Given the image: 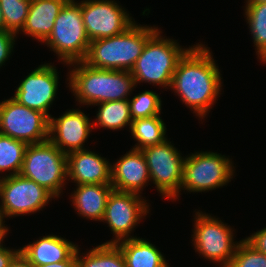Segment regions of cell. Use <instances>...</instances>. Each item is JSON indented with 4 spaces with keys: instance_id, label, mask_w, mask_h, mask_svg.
Returning a JSON list of instances; mask_svg holds the SVG:
<instances>
[{
    "instance_id": "obj_1",
    "label": "cell",
    "mask_w": 266,
    "mask_h": 267,
    "mask_svg": "<svg viewBox=\"0 0 266 267\" xmlns=\"http://www.w3.org/2000/svg\"><path fill=\"white\" fill-rule=\"evenodd\" d=\"M221 79L210 48L198 43L178 61L170 88L202 120L221 94Z\"/></svg>"
},
{
    "instance_id": "obj_2",
    "label": "cell",
    "mask_w": 266,
    "mask_h": 267,
    "mask_svg": "<svg viewBox=\"0 0 266 267\" xmlns=\"http://www.w3.org/2000/svg\"><path fill=\"white\" fill-rule=\"evenodd\" d=\"M69 89L81 105L95 106L107 101L129 99L136 88L130 71L96 69L83 61L70 63Z\"/></svg>"
},
{
    "instance_id": "obj_3",
    "label": "cell",
    "mask_w": 266,
    "mask_h": 267,
    "mask_svg": "<svg viewBox=\"0 0 266 267\" xmlns=\"http://www.w3.org/2000/svg\"><path fill=\"white\" fill-rule=\"evenodd\" d=\"M158 27L137 24L109 38L91 41L83 62L96 69L131 71Z\"/></svg>"
},
{
    "instance_id": "obj_4",
    "label": "cell",
    "mask_w": 266,
    "mask_h": 267,
    "mask_svg": "<svg viewBox=\"0 0 266 267\" xmlns=\"http://www.w3.org/2000/svg\"><path fill=\"white\" fill-rule=\"evenodd\" d=\"M157 30L146 42L130 71L135 84L149 83L170 89L178 61L191 48H182L176 40L165 39Z\"/></svg>"
},
{
    "instance_id": "obj_5",
    "label": "cell",
    "mask_w": 266,
    "mask_h": 267,
    "mask_svg": "<svg viewBox=\"0 0 266 267\" xmlns=\"http://www.w3.org/2000/svg\"><path fill=\"white\" fill-rule=\"evenodd\" d=\"M87 36L81 2L69 0L55 19L52 33L44 42L63 64L83 61L88 52Z\"/></svg>"
},
{
    "instance_id": "obj_6",
    "label": "cell",
    "mask_w": 266,
    "mask_h": 267,
    "mask_svg": "<svg viewBox=\"0 0 266 267\" xmlns=\"http://www.w3.org/2000/svg\"><path fill=\"white\" fill-rule=\"evenodd\" d=\"M20 175L44 187L59 198L66 185L67 155L49 140L28 144Z\"/></svg>"
},
{
    "instance_id": "obj_7",
    "label": "cell",
    "mask_w": 266,
    "mask_h": 267,
    "mask_svg": "<svg viewBox=\"0 0 266 267\" xmlns=\"http://www.w3.org/2000/svg\"><path fill=\"white\" fill-rule=\"evenodd\" d=\"M234 167L229 156L212 151H195L184 159L179 192H207L225 186L234 176Z\"/></svg>"
},
{
    "instance_id": "obj_8",
    "label": "cell",
    "mask_w": 266,
    "mask_h": 267,
    "mask_svg": "<svg viewBox=\"0 0 266 267\" xmlns=\"http://www.w3.org/2000/svg\"><path fill=\"white\" fill-rule=\"evenodd\" d=\"M194 217V230L192 242L195 252L206 260L218 263L219 267H228L235 254L239 242H234V234L230 225L205 214L196 211ZM221 264V265H220Z\"/></svg>"
},
{
    "instance_id": "obj_9",
    "label": "cell",
    "mask_w": 266,
    "mask_h": 267,
    "mask_svg": "<svg viewBox=\"0 0 266 267\" xmlns=\"http://www.w3.org/2000/svg\"><path fill=\"white\" fill-rule=\"evenodd\" d=\"M147 162L150 181H153L158 192L172 201L179 198L182 183L183 164L181 156L171 141L141 149Z\"/></svg>"
},
{
    "instance_id": "obj_10",
    "label": "cell",
    "mask_w": 266,
    "mask_h": 267,
    "mask_svg": "<svg viewBox=\"0 0 266 267\" xmlns=\"http://www.w3.org/2000/svg\"><path fill=\"white\" fill-rule=\"evenodd\" d=\"M49 118L12 97L0 102V133L27 144L48 140Z\"/></svg>"
},
{
    "instance_id": "obj_11",
    "label": "cell",
    "mask_w": 266,
    "mask_h": 267,
    "mask_svg": "<svg viewBox=\"0 0 266 267\" xmlns=\"http://www.w3.org/2000/svg\"><path fill=\"white\" fill-rule=\"evenodd\" d=\"M54 198L44 187L20 174L0 176V204L4 218L34 214Z\"/></svg>"
},
{
    "instance_id": "obj_12",
    "label": "cell",
    "mask_w": 266,
    "mask_h": 267,
    "mask_svg": "<svg viewBox=\"0 0 266 267\" xmlns=\"http://www.w3.org/2000/svg\"><path fill=\"white\" fill-rule=\"evenodd\" d=\"M149 208V203L142 195L112 190L106 202L102 222L108 224L115 237L104 244H116L125 239L136 238L130 234L149 213Z\"/></svg>"
},
{
    "instance_id": "obj_13",
    "label": "cell",
    "mask_w": 266,
    "mask_h": 267,
    "mask_svg": "<svg viewBox=\"0 0 266 267\" xmlns=\"http://www.w3.org/2000/svg\"><path fill=\"white\" fill-rule=\"evenodd\" d=\"M81 12L90 41L119 35L135 23L114 0H83Z\"/></svg>"
},
{
    "instance_id": "obj_14",
    "label": "cell",
    "mask_w": 266,
    "mask_h": 267,
    "mask_svg": "<svg viewBox=\"0 0 266 267\" xmlns=\"http://www.w3.org/2000/svg\"><path fill=\"white\" fill-rule=\"evenodd\" d=\"M20 82L12 98L21 105L42 112L48 118L52 117L49 108L55 101L59 86L56 66L51 63L41 64Z\"/></svg>"
},
{
    "instance_id": "obj_15",
    "label": "cell",
    "mask_w": 266,
    "mask_h": 267,
    "mask_svg": "<svg viewBox=\"0 0 266 267\" xmlns=\"http://www.w3.org/2000/svg\"><path fill=\"white\" fill-rule=\"evenodd\" d=\"M93 122L80 109L65 111L58 118H49L48 140L64 154L86 149L84 146Z\"/></svg>"
},
{
    "instance_id": "obj_16",
    "label": "cell",
    "mask_w": 266,
    "mask_h": 267,
    "mask_svg": "<svg viewBox=\"0 0 266 267\" xmlns=\"http://www.w3.org/2000/svg\"><path fill=\"white\" fill-rule=\"evenodd\" d=\"M131 149L111 165V185L113 190L140 195L150 181V174L143 152Z\"/></svg>"
},
{
    "instance_id": "obj_17",
    "label": "cell",
    "mask_w": 266,
    "mask_h": 267,
    "mask_svg": "<svg viewBox=\"0 0 266 267\" xmlns=\"http://www.w3.org/2000/svg\"><path fill=\"white\" fill-rule=\"evenodd\" d=\"M67 178L75 185L111 184V164L89 149L73 151L67 154Z\"/></svg>"
},
{
    "instance_id": "obj_18",
    "label": "cell",
    "mask_w": 266,
    "mask_h": 267,
    "mask_svg": "<svg viewBox=\"0 0 266 267\" xmlns=\"http://www.w3.org/2000/svg\"><path fill=\"white\" fill-rule=\"evenodd\" d=\"M77 247L78 245L66 238L49 234L23 246L20 252L32 266H40L62 261H76Z\"/></svg>"
},
{
    "instance_id": "obj_19",
    "label": "cell",
    "mask_w": 266,
    "mask_h": 267,
    "mask_svg": "<svg viewBox=\"0 0 266 267\" xmlns=\"http://www.w3.org/2000/svg\"><path fill=\"white\" fill-rule=\"evenodd\" d=\"M69 0H31L28 16L20 31L44 43L52 33L55 19Z\"/></svg>"
},
{
    "instance_id": "obj_20",
    "label": "cell",
    "mask_w": 266,
    "mask_h": 267,
    "mask_svg": "<svg viewBox=\"0 0 266 267\" xmlns=\"http://www.w3.org/2000/svg\"><path fill=\"white\" fill-rule=\"evenodd\" d=\"M70 195L71 202L78 215L83 218L102 221L105 213L106 202L113 190L111 184H82L76 185Z\"/></svg>"
},
{
    "instance_id": "obj_21",
    "label": "cell",
    "mask_w": 266,
    "mask_h": 267,
    "mask_svg": "<svg viewBox=\"0 0 266 267\" xmlns=\"http://www.w3.org/2000/svg\"><path fill=\"white\" fill-rule=\"evenodd\" d=\"M124 255L126 267H169L161 251L149 241L136 237L116 243Z\"/></svg>"
},
{
    "instance_id": "obj_22",
    "label": "cell",
    "mask_w": 266,
    "mask_h": 267,
    "mask_svg": "<svg viewBox=\"0 0 266 267\" xmlns=\"http://www.w3.org/2000/svg\"><path fill=\"white\" fill-rule=\"evenodd\" d=\"M131 136L137 142L133 149L141 150L145 147L163 143L166 137V125L160 115L149 118L135 119L130 127Z\"/></svg>"
},
{
    "instance_id": "obj_23",
    "label": "cell",
    "mask_w": 266,
    "mask_h": 267,
    "mask_svg": "<svg viewBox=\"0 0 266 267\" xmlns=\"http://www.w3.org/2000/svg\"><path fill=\"white\" fill-rule=\"evenodd\" d=\"M98 113L96 114L95 122H93V128L98 125L107 130H119L125 126L131 127L132 119L130 116L128 99L107 101L99 104Z\"/></svg>"
},
{
    "instance_id": "obj_24",
    "label": "cell",
    "mask_w": 266,
    "mask_h": 267,
    "mask_svg": "<svg viewBox=\"0 0 266 267\" xmlns=\"http://www.w3.org/2000/svg\"><path fill=\"white\" fill-rule=\"evenodd\" d=\"M79 251L77 247L76 267H126L124 255L116 244L103 243L82 256Z\"/></svg>"
},
{
    "instance_id": "obj_25",
    "label": "cell",
    "mask_w": 266,
    "mask_h": 267,
    "mask_svg": "<svg viewBox=\"0 0 266 267\" xmlns=\"http://www.w3.org/2000/svg\"><path fill=\"white\" fill-rule=\"evenodd\" d=\"M245 18L250 28L256 54L266 63V3H245Z\"/></svg>"
},
{
    "instance_id": "obj_26",
    "label": "cell",
    "mask_w": 266,
    "mask_h": 267,
    "mask_svg": "<svg viewBox=\"0 0 266 267\" xmlns=\"http://www.w3.org/2000/svg\"><path fill=\"white\" fill-rule=\"evenodd\" d=\"M28 144L0 133V173L2 177L20 174Z\"/></svg>"
},
{
    "instance_id": "obj_27",
    "label": "cell",
    "mask_w": 266,
    "mask_h": 267,
    "mask_svg": "<svg viewBox=\"0 0 266 267\" xmlns=\"http://www.w3.org/2000/svg\"><path fill=\"white\" fill-rule=\"evenodd\" d=\"M132 120L149 118L161 114L162 101L154 91H143L128 99Z\"/></svg>"
},
{
    "instance_id": "obj_28",
    "label": "cell",
    "mask_w": 266,
    "mask_h": 267,
    "mask_svg": "<svg viewBox=\"0 0 266 267\" xmlns=\"http://www.w3.org/2000/svg\"><path fill=\"white\" fill-rule=\"evenodd\" d=\"M31 0H0L6 30L19 34L28 16Z\"/></svg>"
},
{
    "instance_id": "obj_29",
    "label": "cell",
    "mask_w": 266,
    "mask_h": 267,
    "mask_svg": "<svg viewBox=\"0 0 266 267\" xmlns=\"http://www.w3.org/2000/svg\"><path fill=\"white\" fill-rule=\"evenodd\" d=\"M228 267H266V254L242 239Z\"/></svg>"
},
{
    "instance_id": "obj_30",
    "label": "cell",
    "mask_w": 266,
    "mask_h": 267,
    "mask_svg": "<svg viewBox=\"0 0 266 267\" xmlns=\"http://www.w3.org/2000/svg\"><path fill=\"white\" fill-rule=\"evenodd\" d=\"M17 34L10 31L0 32V67L5 65L14 50Z\"/></svg>"
},
{
    "instance_id": "obj_31",
    "label": "cell",
    "mask_w": 266,
    "mask_h": 267,
    "mask_svg": "<svg viewBox=\"0 0 266 267\" xmlns=\"http://www.w3.org/2000/svg\"><path fill=\"white\" fill-rule=\"evenodd\" d=\"M259 252L266 254V227L245 238Z\"/></svg>"
},
{
    "instance_id": "obj_32",
    "label": "cell",
    "mask_w": 266,
    "mask_h": 267,
    "mask_svg": "<svg viewBox=\"0 0 266 267\" xmlns=\"http://www.w3.org/2000/svg\"><path fill=\"white\" fill-rule=\"evenodd\" d=\"M20 251V249L3 248L0 249V267H7L12 258Z\"/></svg>"
},
{
    "instance_id": "obj_33",
    "label": "cell",
    "mask_w": 266,
    "mask_h": 267,
    "mask_svg": "<svg viewBox=\"0 0 266 267\" xmlns=\"http://www.w3.org/2000/svg\"><path fill=\"white\" fill-rule=\"evenodd\" d=\"M7 267H33L30 261L19 251L9 262Z\"/></svg>"
},
{
    "instance_id": "obj_34",
    "label": "cell",
    "mask_w": 266,
    "mask_h": 267,
    "mask_svg": "<svg viewBox=\"0 0 266 267\" xmlns=\"http://www.w3.org/2000/svg\"><path fill=\"white\" fill-rule=\"evenodd\" d=\"M33 267H76V261H62L53 264H46Z\"/></svg>"
},
{
    "instance_id": "obj_35",
    "label": "cell",
    "mask_w": 266,
    "mask_h": 267,
    "mask_svg": "<svg viewBox=\"0 0 266 267\" xmlns=\"http://www.w3.org/2000/svg\"><path fill=\"white\" fill-rule=\"evenodd\" d=\"M6 224L0 223V249L6 248L3 246V240L7 236L9 232L8 226H5Z\"/></svg>"
},
{
    "instance_id": "obj_36",
    "label": "cell",
    "mask_w": 266,
    "mask_h": 267,
    "mask_svg": "<svg viewBox=\"0 0 266 267\" xmlns=\"http://www.w3.org/2000/svg\"><path fill=\"white\" fill-rule=\"evenodd\" d=\"M3 31H7V30H6V26H5L3 12H2V10L0 8V32H3Z\"/></svg>"
},
{
    "instance_id": "obj_37",
    "label": "cell",
    "mask_w": 266,
    "mask_h": 267,
    "mask_svg": "<svg viewBox=\"0 0 266 267\" xmlns=\"http://www.w3.org/2000/svg\"><path fill=\"white\" fill-rule=\"evenodd\" d=\"M246 3H266V0H246Z\"/></svg>"
},
{
    "instance_id": "obj_38",
    "label": "cell",
    "mask_w": 266,
    "mask_h": 267,
    "mask_svg": "<svg viewBox=\"0 0 266 267\" xmlns=\"http://www.w3.org/2000/svg\"><path fill=\"white\" fill-rule=\"evenodd\" d=\"M0 223H5V219L3 217L2 210H1V205H0Z\"/></svg>"
}]
</instances>
